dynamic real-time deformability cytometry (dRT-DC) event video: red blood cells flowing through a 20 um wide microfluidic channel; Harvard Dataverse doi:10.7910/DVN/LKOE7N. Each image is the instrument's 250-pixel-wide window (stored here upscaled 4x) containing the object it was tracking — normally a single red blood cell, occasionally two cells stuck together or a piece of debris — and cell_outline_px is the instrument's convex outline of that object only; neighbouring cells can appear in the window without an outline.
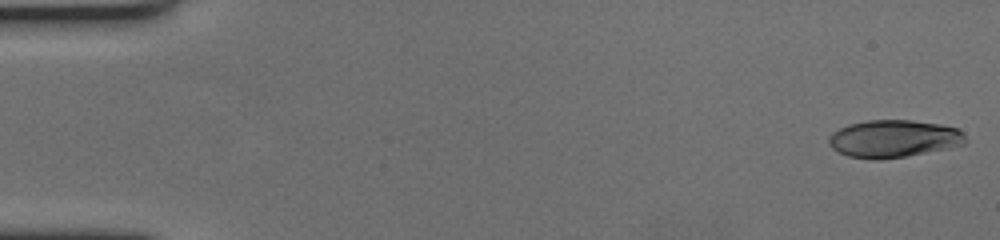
{"species": "human", "species_latin": "Homo sapiens", "temperature_condition": "cold", "stored_images_in_passage": 60, "camera_frame_rate_fps": 3000, "um_per_image_px": 0.085, "donor": {"sex": "female"}, "frame": {"image": 1, "passage_image": 1, "time_ms": 0.0, "image_size_px": [1000, 240], "cell_outline_px": [[968, 140], [964, 144], [948, 148], [904, 156], [880, 160], [872, 160], [848, 156], [832, 148], [828, 144], [828, 136], [832, 132], [848, 124], [868, 120], [912, 120], [940, 124], [956, 128], [964, 132]], "centroid_in_image_um": [75.95, 11.78], "position_along_channel_um": 9.0, "area_um2": 30.0}}
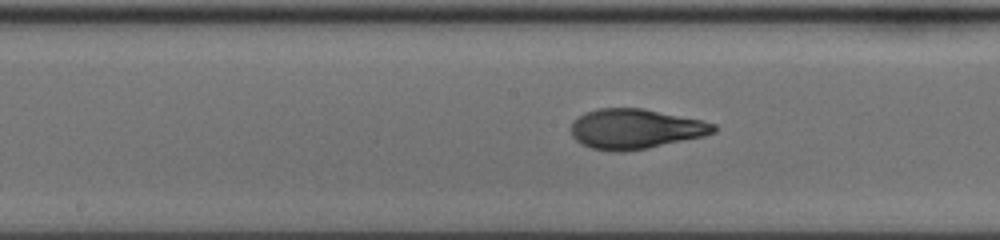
{"frame": {"image": 2, "passage_image": 31, "time_ms": 10.0, "image_size_px": [1000, 240], "cell_outline_px": [[716, 132], [704, 136], [648, 148], [624, 152], [612, 152], [592, 148], [580, 144], [572, 136], [572, 124], [584, 112], [596, 108], [644, 108], [700, 120], [716, 124]], "centroid_in_image_um": [54.0, 10.96], "position_along_channel_um": 194.2, "area_um2": 33.23}}
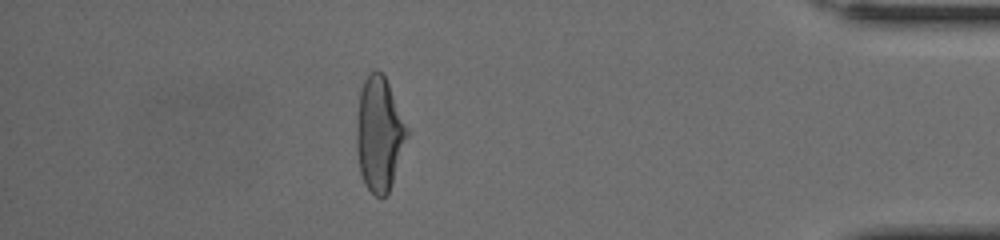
{"frame": {"image": 3, "passage_image": 53, "time_ms": 17.333, "image_size_px": [1000, 240], "cell_outline_px": [[408, 136], [388, 192], [380, 200], [364, 184], [360, 172], [356, 152], [356, 124], [360, 88], [364, 80], [376, 68], [384, 76], [388, 84], [408, 128]], "centroid_in_image_um": [32.21, 11.4], "position_along_channel_um": 403.0, "area_um2": 33.35}, "authors_computed_cell_mechanics": {"area_um2": 32.9171, "velocity_mm_per_s": 3.4406, "shape_relaxation_time_tau1_ms": 5.0371, "shape_relaxation_time_tau2_ms": 1.1006, "deformation_change_tau1": 0.2178, "deformation_change_tau2": 0.0689}}